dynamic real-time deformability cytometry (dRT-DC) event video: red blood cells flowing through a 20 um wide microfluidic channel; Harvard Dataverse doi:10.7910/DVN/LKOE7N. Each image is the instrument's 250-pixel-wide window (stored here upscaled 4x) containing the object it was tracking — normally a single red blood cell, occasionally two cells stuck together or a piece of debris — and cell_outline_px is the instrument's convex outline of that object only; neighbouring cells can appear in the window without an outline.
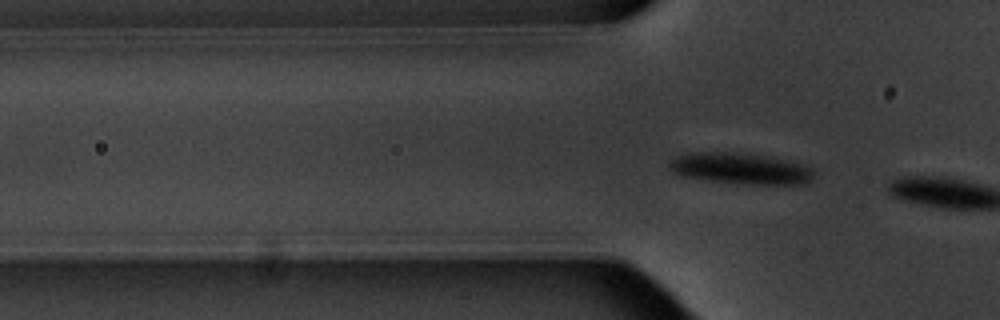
{"species": "common noctule bat (a hibernating species)", "species_latin": "Nyctalus noctula", "temperature_condition": "warm", "stored_images_in_passage": 7, "segment_of_instrument_passage": [2, 2], "camera_frame_rate_fps": 3000, "um_per_image_px": 0.085, "animal": {"sex": "male", "body_mass_g": 20.1, "forearm_length_mm": 53.5}, "frame": {"image": 1, "passage_image": 7, "time_ms": 7.667, "image_size_px": [1000, 320], "cell_outline_px": [[816, 176], [808, 184], [744, 184], [680, 176], [672, 172], [668, 164], [668, 160], [676, 156], [688, 152], [732, 152], [768, 156], [804, 164], [816, 168]], "centroid_in_image_um": [63.0, 14.32], "position_along_channel_um": 62.8, "area_um2": 26.76}}